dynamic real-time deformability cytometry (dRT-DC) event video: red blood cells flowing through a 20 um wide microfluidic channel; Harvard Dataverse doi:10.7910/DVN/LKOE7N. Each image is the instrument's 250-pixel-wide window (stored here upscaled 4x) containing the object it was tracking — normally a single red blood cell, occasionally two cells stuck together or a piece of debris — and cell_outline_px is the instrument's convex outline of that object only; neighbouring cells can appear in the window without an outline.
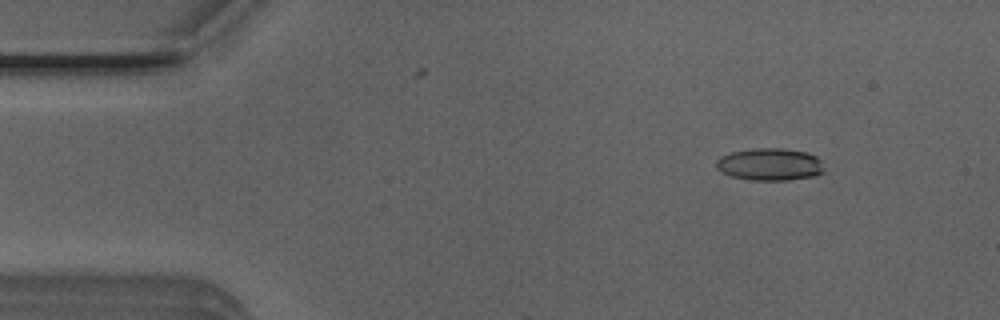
{"species": "Egyptian fruit bat (a non-hibernating species)", "species_latin": "Rousettus aegyptiacus", "temperature_condition": "room temperature", "stored_images_in_passage": 10, "camera_frame_rate_fps": 3000, "um_per_image_px": 0.085, "animal": {"sex": "male"}, "frame": {"image": 1, "passage_image": 6, "time_ms": 1.667, "image_size_px": [1000, 320], "cell_outline_px": [[824, 172], [812, 176], [788, 180], [752, 180], [732, 176], [716, 168], [716, 160], [720, 156], [732, 152], [756, 148], [780, 148], [808, 152], [816, 156], [820, 160], [824, 168]], "centroid_in_image_um": [65.45, 13.96], "position_along_channel_um": 19.5, "area_um2": 20.23}}